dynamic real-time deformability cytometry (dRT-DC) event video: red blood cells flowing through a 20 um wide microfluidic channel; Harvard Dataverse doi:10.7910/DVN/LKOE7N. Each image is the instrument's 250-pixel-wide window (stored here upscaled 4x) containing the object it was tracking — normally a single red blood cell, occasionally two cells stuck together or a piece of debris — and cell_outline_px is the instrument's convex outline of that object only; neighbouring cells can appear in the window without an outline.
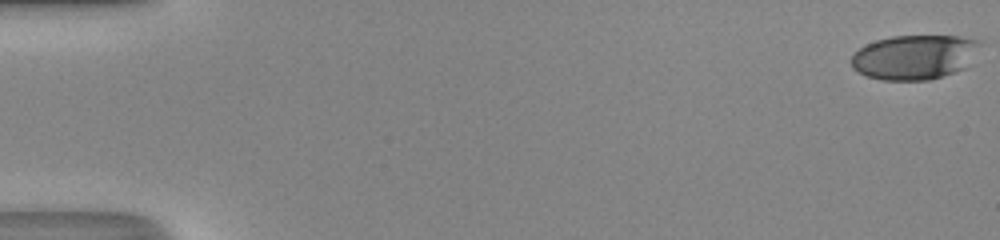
{"species": "human", "species_latin": "Homo sapiens", "temperature_condition": "room temperature", "stored_images_in_passage": 50, "camera_frame_rate_fps": 3000, "um_per_image_px": 0.085, "donor": {"sex": "male"}, "frame": {"image": 1, "passage_image": 1, "time_ms": 0.0, "image_size_px": [1000, 240], "cell_outline_px": [[976, 40], [964, 68], [928, 80], [884, 80], [868, 76], [852, 68], [852, 56], [860, 48], [876, 40], [892, 36], [960, 36]], "centroid_in_image_um": [77.6, 4.86], "position_along_channel_um": 7.4, "area_um2": 32.14}}
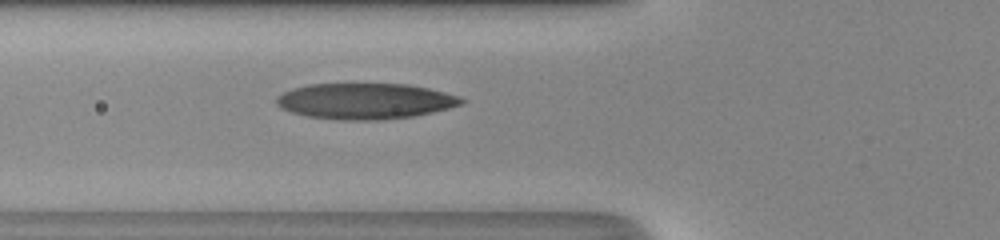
{"frame": {"image": 2, "passage_image": 20, "time_ms": 6.333, "image_size_px": [1000, 240], "cell_outline_px": [[468, 100], [464, 104], [416, 116], [380, 120], [336, 120], [308, 116], [292, 112], [280, 108], [276, 104], [276, 96], [292, 88], [308, 84], [408, 84], [428, 88], [460, 96]], "centroid_in_image_um": [31.05, 8.6], "position_along_channel_um": 94.7, "area_um2": 38.96}}
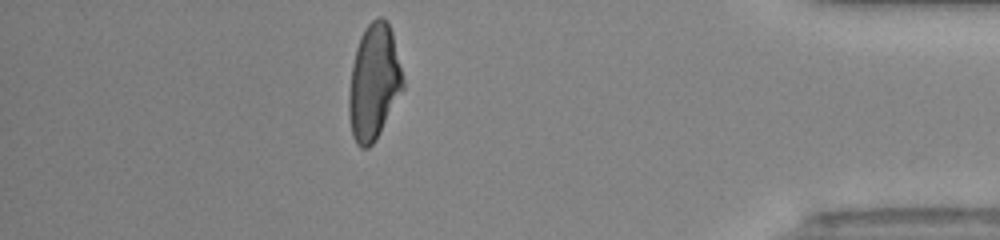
{"frame": {"image": 3, "passage_image": 44, "time_ms": 14.333, "image_size_px": [1000, 240], "cell_outline_px": [[404, 88], [376, 140], [368, 148], [360, 148], [356, 144], [352, 136], [348, 112], [348, 92], [352, 64], [356, 48], [360, 36], [364, 28], [376, 16], [380, 16], [388, 20], [392, 32], [404, 80]], "centroid_in_image_um": [31.76, 6.98], "position_along_channel_um": 403.4, "area_um2": 36.76}, "authors_computed_cell_mechanics": {"area_um2": 36.703, "velocity_mm_per_s": 4.3652, "shape_relaxation_time_tau1_ms": 7.4275, "shape_relaxation_time_tau2_ms": 1.233, "deformation_change_tau1": 0.2907, "deformation_change_tau2": 0.092}}